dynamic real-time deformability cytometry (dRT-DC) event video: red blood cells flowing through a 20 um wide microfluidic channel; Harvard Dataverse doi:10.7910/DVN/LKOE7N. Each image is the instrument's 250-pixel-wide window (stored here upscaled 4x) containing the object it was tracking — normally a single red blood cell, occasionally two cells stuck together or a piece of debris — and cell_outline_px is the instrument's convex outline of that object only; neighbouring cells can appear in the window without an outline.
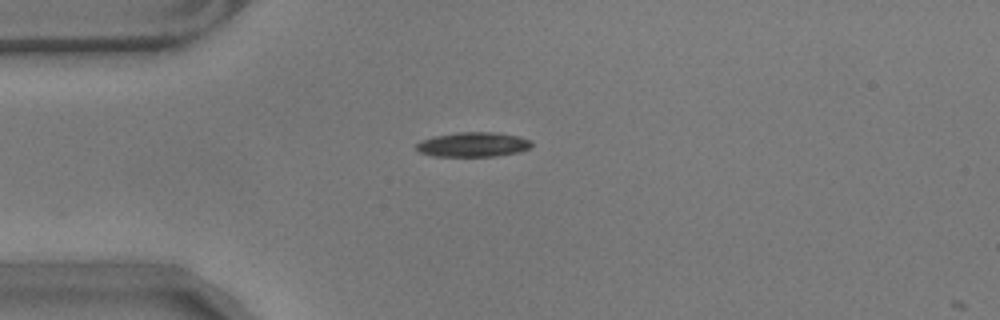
{"species": "common noctule bat (a hibernating species)", "species_latin": "Nyctalus noctula", "temperature_condition": "warm", "stored_images_in_passage": 2, "camera_frame_rate_fps": 3000, "um_per_image_px": 0.085, "animal": {"sex": "male", "body_mass_g": 17.9}, "frame": {"image": 1, "passage_image": 1, "time_ms": 0.0, "image_size_px": [1000, 320], "cell_outline_px": [[532, 144], [528, 148], [520, 152], [496, 156], [432, 156], [420, 152], [416, 148], [416, 144], [420, 140], [436, 136], [456, 132], [496, 132], [516, 136], [532, 140]], "centroid_in_image_um": [40.21, 12.28], "position_along_channel_um": 44.8, "area_um2": 16.53}}